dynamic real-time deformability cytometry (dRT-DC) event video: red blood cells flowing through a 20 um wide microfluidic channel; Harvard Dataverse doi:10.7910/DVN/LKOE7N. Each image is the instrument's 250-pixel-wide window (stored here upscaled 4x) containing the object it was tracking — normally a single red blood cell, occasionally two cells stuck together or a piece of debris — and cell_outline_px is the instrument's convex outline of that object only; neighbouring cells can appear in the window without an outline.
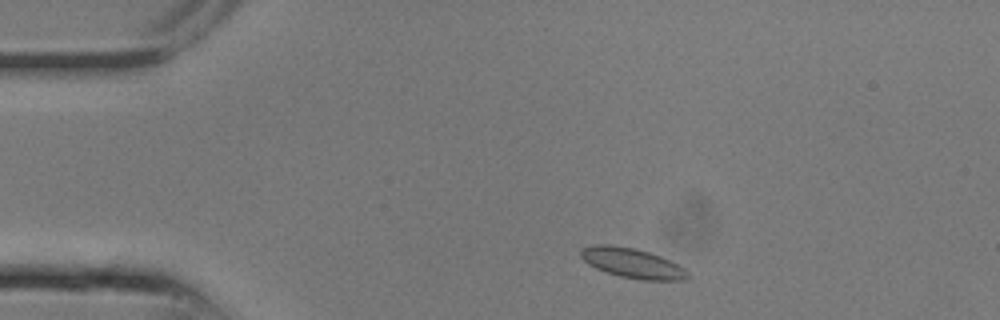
{"species": "common noctule bat (a hibernating species)", "species_latin": "Nyctalus noctula", "temperature_condition": "room temperature", "stored_images_in_passage": 6, "camera_frame_rate_fps": 3000, "um_per_image_px": 0.085, "animal": {"sex": "male", "body_mass_g": 13.3}, "frame": {"image": 1, "passage_image": 2, "time_ms": 0.333, "image_size_px": [1000, 320], "cell_outline_px": [[692, 276], [684, 280], [640, 280], [620, 276], [596, 268], [588, 264], [580, 256], [580, 248], [592, 244], [608, 244], [632, 248], [648, 252], [660, 256], [684, 268]], "centroid_in_image_um": [53.73, 22.36], "position_along_channel_um": 31.3, "area_um2": 18.55}}
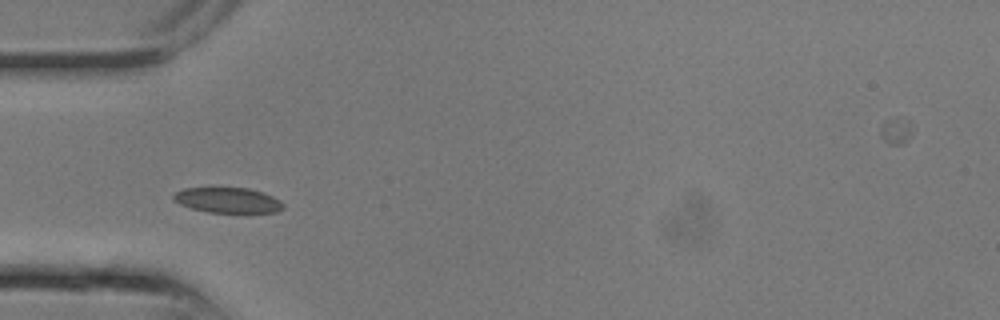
{"frame": {"image": 2, "passage_image": 5, "time_ms": 1.333, "image_size_px": [1000, 320], "cell_outline_px": [[284, 208], [276, 212], [248, 216], [208, 212], [192, 208], [180, 204], [172, 200], [172, 196], [176, 192], [184, 188], [248, 188], [264, 192], [280, 200], [284, 204]], "centroid_in_image_um": [19.45, 17.08], "position_along_channel_um": 65.6, "area_um2": 17.11}}